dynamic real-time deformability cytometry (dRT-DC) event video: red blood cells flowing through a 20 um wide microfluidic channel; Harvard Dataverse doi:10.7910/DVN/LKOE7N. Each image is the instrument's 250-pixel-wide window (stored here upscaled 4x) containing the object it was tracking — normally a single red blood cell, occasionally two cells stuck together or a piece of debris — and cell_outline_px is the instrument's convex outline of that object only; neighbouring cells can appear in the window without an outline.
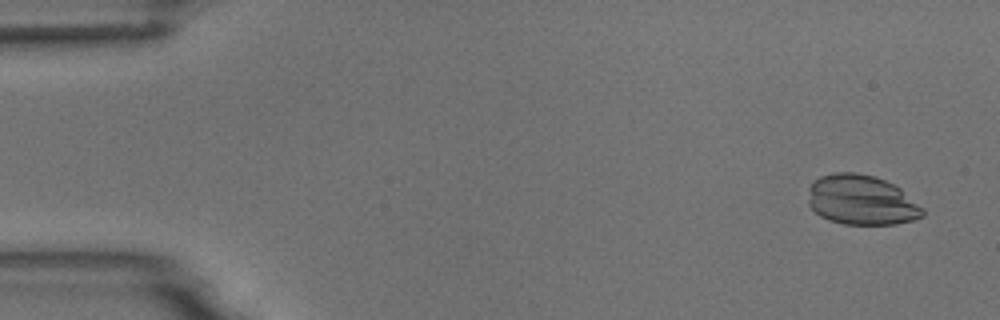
{"species": "common noctule bat (a hibernating species)", "species_latin": "Nyctalus noctula", "temperature_condition": "room temperature", "stored_images_in_passage": 9, "camera_frame_rate_fps": 3000, "um_per_image_px": 0.085, "animal": {"sex": "male", "body_mass_g": 18.8}, "frame": {"image": 1, "passage_image": 1, "time_ms": 0.0, "image_size_px": [1000, 320], "cell_outline_px": [[924, 216], [912, 220], [896, 224], [844, 224], [828, 220], [820, 216], [808, 204], [808, 188], [820, 176], [836, 172], [856, 172], [872, 176], [884, 180], [900, 188], [924, 208]], "centroid_in_image_um": [73.22, 17.01], "position_along_channel_um": 11.8, "area_um2": 33.29}}